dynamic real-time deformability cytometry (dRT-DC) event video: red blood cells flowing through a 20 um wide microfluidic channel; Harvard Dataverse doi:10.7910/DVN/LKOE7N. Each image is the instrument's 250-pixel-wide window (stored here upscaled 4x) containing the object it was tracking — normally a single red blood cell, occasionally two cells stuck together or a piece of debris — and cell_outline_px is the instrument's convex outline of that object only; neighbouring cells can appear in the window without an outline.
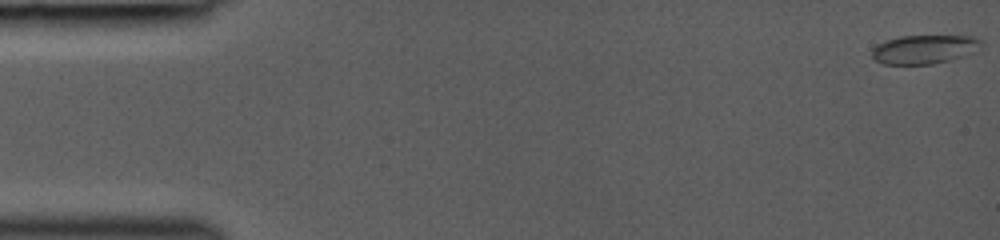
{"species": "common noctule bat (a hibernating species)", "species_latin": "Nyctalus noctula", "temperature_condition": "room temperature", "stored_images_in_passage": 58, "camera_frame_rate_fps": 3000, "um_per_image_px": 0.085, "animal": {"sex": "female", "body_mass_g": 19.0, "forearm_length_mm": 53.3}, "frame": {"image": 1, "passage_image": 1, "time_ms": 0.0, "image_size_px": [1000, 240], "cell_outline_px": [[984, 44], [976, 52], [952, 60], [932, 64], [884, 64], [876, 60], [872, 56], [872, 48], [888, 40], [900, 36], [976, 36], [984, 40]], "centroid_in_image_um": [78.67, 4.19], "position_along_channel_um": 6.3, "area_um2": 18.55}}
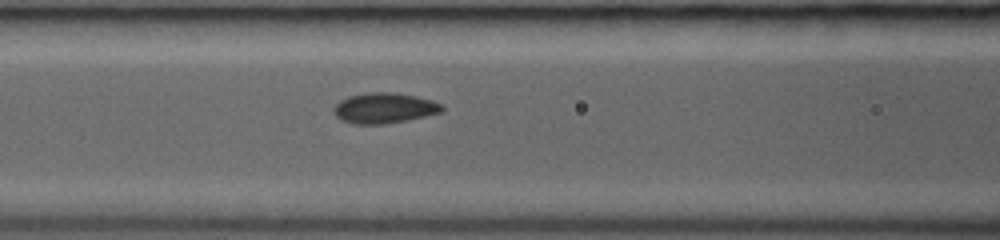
{"frame": {"image": 2, "passage_image": 26, "time_ms": 6.333, "image_size_px": [1000, 240], "cell_outline_px": [[444, 108], [440, 112], [408, 120], [384, 124], [352, 124], [340, 120], [332, 112], [332, 108], [340, 100], [348, 96], [368, 92], [392, 92], [416, 96], [432, 100], [440, 104]], "centroid_in_image_um": [32.6, 9.19], "position_along_channel_um": 134.0, "area_um2": 19.31}}
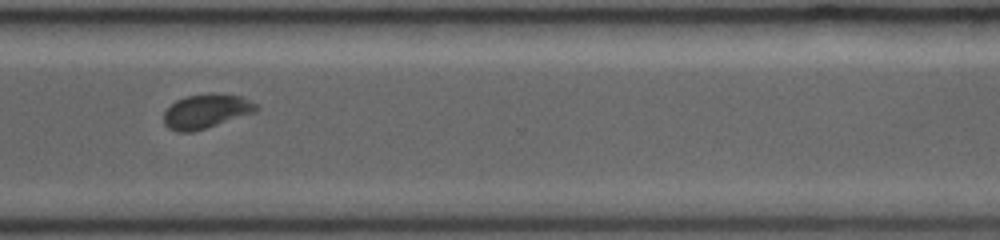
{"frame": {"image": 3, "passage_image": 57, "time_ms": 11.333, "image_size_px": [1000, 240], "cell_outline_px": [[260, 108], [256, 112], [192, 132], [176, 132], [168, 128], [164, 124], [164, 112], [176, 100], [184, 96], [212, 92], [216, 92], [240, 96], [256, 104]], "centroid_in_image_um": [17.51, 9.44], "position_along_channel_um": 353.1, "area_um2": 18.55}}